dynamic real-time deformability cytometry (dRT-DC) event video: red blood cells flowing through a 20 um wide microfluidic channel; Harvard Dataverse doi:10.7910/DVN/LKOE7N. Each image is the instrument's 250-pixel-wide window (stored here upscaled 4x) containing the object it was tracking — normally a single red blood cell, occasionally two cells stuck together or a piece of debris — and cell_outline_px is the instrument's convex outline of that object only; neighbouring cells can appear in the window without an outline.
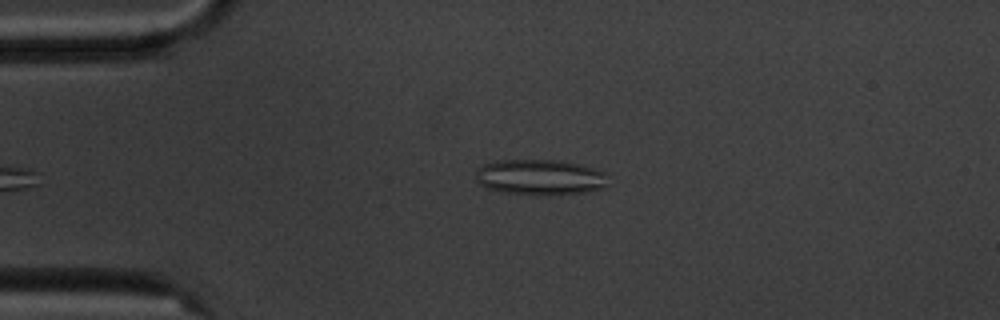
{"species": "common noctule bat (a hibernating species)", "species_latin": "Nyctalus noctula", "temperature_condition": "cold", "stored_images_in_passage": 5, "camera_frame_rate_fps": 3000, "um_per_image_px": 0.085, "animal": {"sex": "male", "body_mass_g": 20.1, "forearm_length_mm": 53.5}, "frame": {"image": 1, "passage_image": 5, "time_ms": 4.667, "image_size_px": [1000, 320], "cell_outline_px": [[608, 188], [588, 192], [560, 196], [548, 196], [504, 192], [488, 188], [480, 184], [476, 180], [476, 172], [484, 164], [496, 160], [560, 160], [580, 164], [596, 168], [604, 172]], "centroid_in_image_um": [45.97, 15.08], "position_along_channel_um": 39.0, "area_um2": 27.98}}